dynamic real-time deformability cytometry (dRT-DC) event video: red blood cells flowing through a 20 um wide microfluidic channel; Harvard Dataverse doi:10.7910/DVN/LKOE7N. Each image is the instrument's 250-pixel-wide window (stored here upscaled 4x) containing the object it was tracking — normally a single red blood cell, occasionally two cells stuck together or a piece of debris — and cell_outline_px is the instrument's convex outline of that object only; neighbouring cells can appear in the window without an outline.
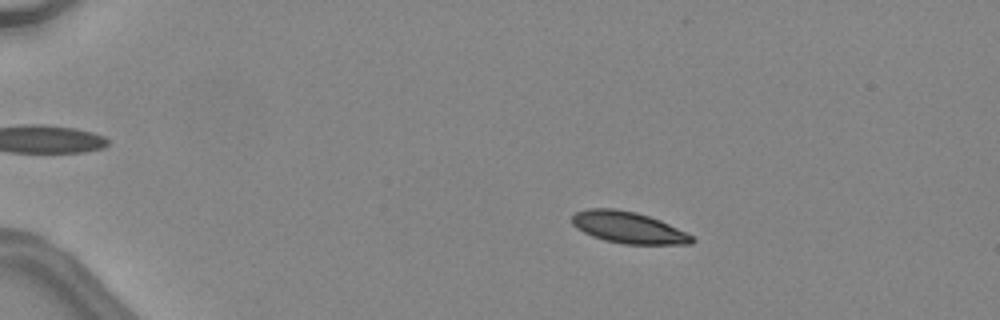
{"species": "common noctule bat (a hibernating species)", "species_latin": "Nyctalus noctula", "temperature_condition": "warm", "stored_images_in_passage": 48, "camera_frame_rate_fps": 3000, "um_per_image_px": 0.085, "animal": {"sex": "female", "body_mass_g": 24.6, "forearm_length_mm": 56.2}, "frame": {"image": 1, "passage_image": 10, "time_ms": 3.0, "image_size_px": [1000, 320], "cell_outline_px": [[696, 240], [692, 244], [624, 244], [604, 240], [592, 236], [576, 228], [572, 224], [572, 216], [576, 212], [588, 208], [612, 208], [636, 212], [660, 220], [692, 236]], "centroid_in_image_um": [53.38, 19.34], "position_along_channel_um": 31.6, "area_um2": 21.91}}
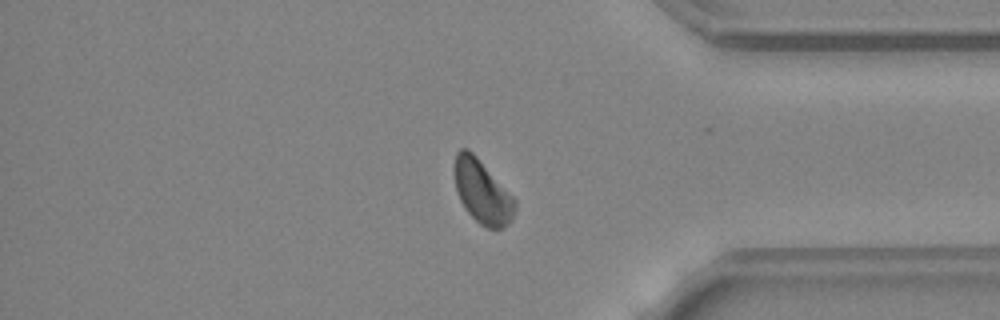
{"frame": {"image": 2, "passage_image": 41, "time_ms": 13.333, "image_size_px": [1000, 320], "cell_outline_px": [[516, 208], [512, 220], [508, 224], [500, 228], [488, 228], [480, 224], [464, 208], [456, 192], [452, 172], [452, 168], [456, 152], [460, 148], [468, 148], [476, 156], [516, 200]], "centroid_in_image_um": [40.94, 16.27], "position_along_channel_um": 394.3, "area_um2": 22.54}}
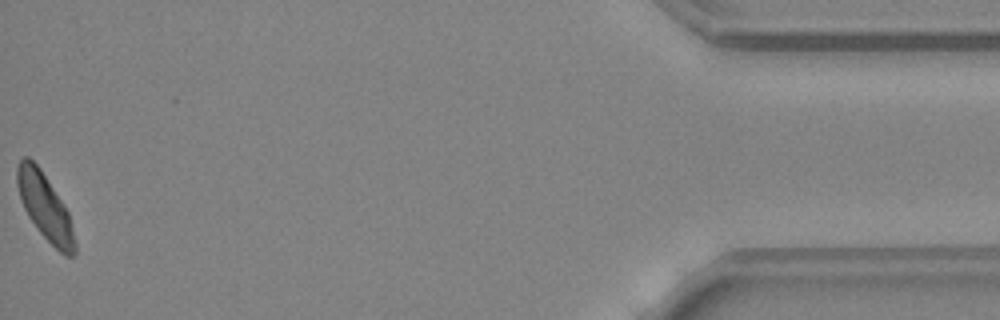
{"frame": {"image": 3, "passage_image": 48, "time_ms": 15.667, "image_size_px": [1000, 320], "cell_outline_px": [[76, 252], [72, 256], [64, 256], [36, 228], [28, 216], [20, 200], [16, 184], [16, 168], [20, 160], [24, 156], [28, 156], [40, 168], [68, 212], [76, 244]], "centroid_in_image_um": [3.79, 17.57], "position_along_channel_um": 431.4, "area_um2": 22.02}, "authors_computed_cell_mechanics": {"area_um2": 22.831, "velocity_mm_per_s": 4.5171, "shape_relaxation_time_tau1_ms": 4.3527, "shape_relaxation_time_tau2_ms": 7.6067, "deformation_change_tau1": 0.1284, "deformation_change_tau2": 0.1248}}